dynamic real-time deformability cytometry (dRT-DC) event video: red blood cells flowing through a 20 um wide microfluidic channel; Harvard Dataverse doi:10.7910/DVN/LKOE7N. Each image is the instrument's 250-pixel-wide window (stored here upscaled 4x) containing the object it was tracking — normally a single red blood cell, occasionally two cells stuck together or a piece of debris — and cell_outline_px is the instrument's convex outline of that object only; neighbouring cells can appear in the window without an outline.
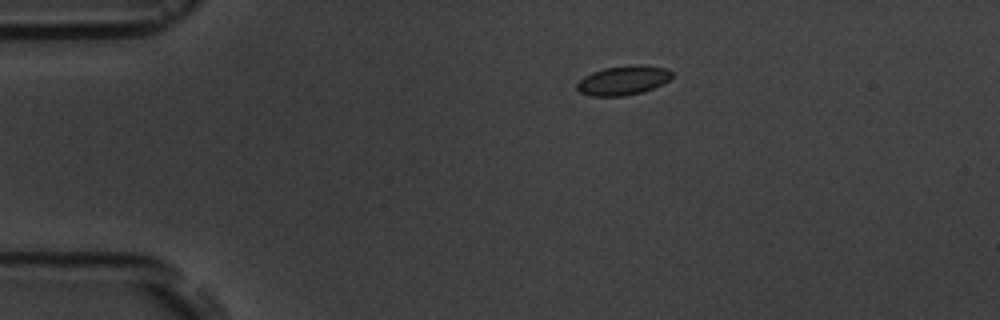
{"species": "common noctule bat (a hibernating species)", "species_latin": "Nyctalus noctula", "temperature_condition": "room temperature", "stored_images_in_passage": 2, "camera_frame_rate_fps": 3000, "um_per_image_px": 0.085, "animal": {"sex": "male", "body_mass_g": 19.5, "forearm_length_mm": 54.6}, "frame": {"image": 1, "passage_image": 1, "time_ms": 0.0, "image_size_px": [1000, 320], "cell_outline_px": [[672, 76], [664, 84], [640, 92], [624, 96], [592, 96], [580, 92], [576, 88], [576, 84], [584, 76], [592, 72], [604, 68], [632, 64], [640, 64], [668, 68], [672, 72]], "centroid_in_image_um": [52.98, 6.81], "position_along_channel_um": 32.0, "area_um2": 16.3}}